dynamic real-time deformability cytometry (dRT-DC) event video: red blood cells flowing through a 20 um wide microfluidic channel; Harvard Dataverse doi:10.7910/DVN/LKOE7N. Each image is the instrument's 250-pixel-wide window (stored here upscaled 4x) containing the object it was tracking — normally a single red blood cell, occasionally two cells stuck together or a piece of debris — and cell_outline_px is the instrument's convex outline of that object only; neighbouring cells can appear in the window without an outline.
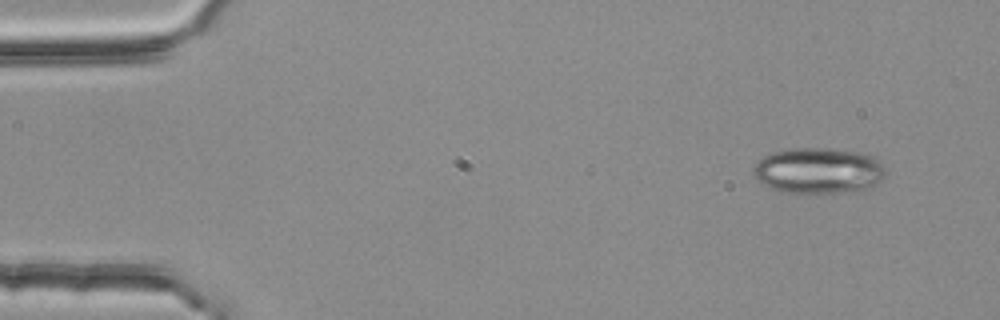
{"species": "common noctule bat (a hibernating species)", "species_latin": "Nyctalus noctula", "temperature_condition": "room temperature", "stored_images_in_passage": 4, "camera_frame_rate_fps": 3000, "um_per_image_px": 0.085, "animal": {"sex": "female", "body_mass_g": 25.1}, "frame": {"image": 1, "passage_image": 1, "time_ms": 0.0, "image_size_px": [1000, 320], "cell_outline_px": [[888, 172], [872, 188], [840, 192], [780, 192], [760, 184], [756, 180], [752, 172], [752, 168], [756, 160], [772, 152], [796, 148], [828, 148], [856, 152], [872, 156]], "centroid_in_image_um": [69.5, 14.51], "position_along_channel_um": 15.5, "area_um2": 35.37}}